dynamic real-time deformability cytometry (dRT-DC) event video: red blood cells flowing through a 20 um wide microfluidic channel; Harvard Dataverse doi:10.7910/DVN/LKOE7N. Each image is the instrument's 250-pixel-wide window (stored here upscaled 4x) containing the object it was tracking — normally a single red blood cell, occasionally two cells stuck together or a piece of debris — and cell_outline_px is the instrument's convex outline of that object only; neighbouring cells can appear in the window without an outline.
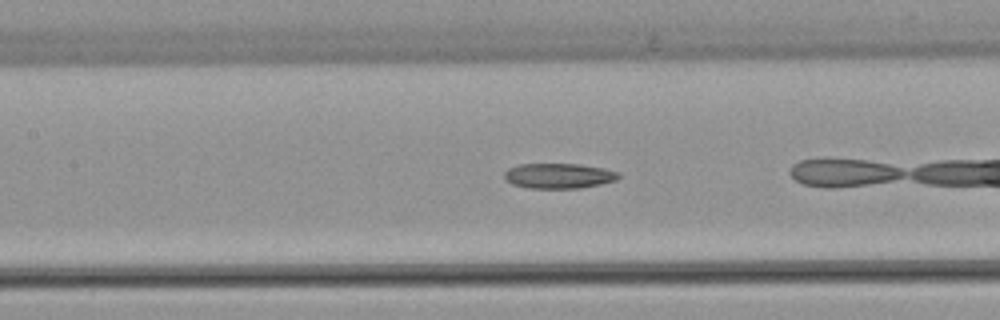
{"species": "common noctule bat (a hibernating species)", "species_latin": "Nyctalus noctula", "temperature_condition": "warm", "stored_images_in_passage": 38, "camera_frame_rate_fps": 3000, "um_per_image_px": 0.085, "animal": {"sex": "female", "body_mass_g": 22.7, "forearm_length_mm": 54.2}, "frame": {"image": 1, "passage_image": 21, "time_ms": 6.667, "image_size_px": [1000, 320], "cell_outline_px": [[620, 176], [616, 180], [600, 184], [580, 188], [528, 188], [512, 184], [504, 180], [504, 172], [508, 168], [520, 164], [580, 164], [604, 168], [620, 172]], "centroid_in_image_um": [47.48, 14.94], "position_along_channel_um": 159.9, "area_um2": 16.88}}